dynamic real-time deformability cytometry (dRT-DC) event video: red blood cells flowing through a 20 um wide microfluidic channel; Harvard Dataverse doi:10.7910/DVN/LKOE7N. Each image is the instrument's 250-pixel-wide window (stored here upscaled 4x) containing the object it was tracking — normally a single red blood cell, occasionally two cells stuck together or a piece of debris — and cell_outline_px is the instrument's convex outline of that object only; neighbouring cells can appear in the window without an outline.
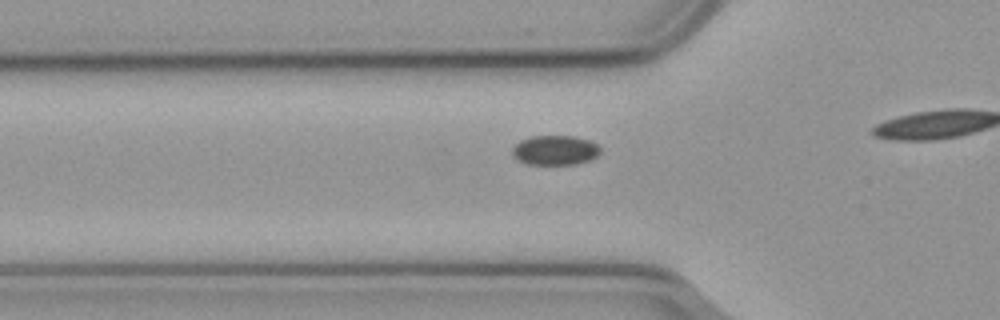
{"species": "common noctule bat (a hibernating species)", "species_latin": "Nyctalus noctula", "temperature_condition": "cold", "stored_images_in_passage": 20, "camera_frame_rate_fps": 3000, "um_per_image_px": 0.085, "animal": {"sex": "male", "body_mass_g": 23.1, "forearm_length_mm": 52.7}, "frame": {"image": 1, "passage_image": 15, "time_ms": 4.667, "image_size_px": [1000, 320], "cell_outline_px": [[600, 152], [596, 156], [588, 160], [576, 164], [528, 164], [512, 156], [512, 148], [520, 140], [532, 136], [572, 136], [588, 140], [596, 144], [600, 148]], "centroid_in_image_um": [47.16, 12.76], "position_along_channel_um": 78.6, "area_um2": 15.03}}